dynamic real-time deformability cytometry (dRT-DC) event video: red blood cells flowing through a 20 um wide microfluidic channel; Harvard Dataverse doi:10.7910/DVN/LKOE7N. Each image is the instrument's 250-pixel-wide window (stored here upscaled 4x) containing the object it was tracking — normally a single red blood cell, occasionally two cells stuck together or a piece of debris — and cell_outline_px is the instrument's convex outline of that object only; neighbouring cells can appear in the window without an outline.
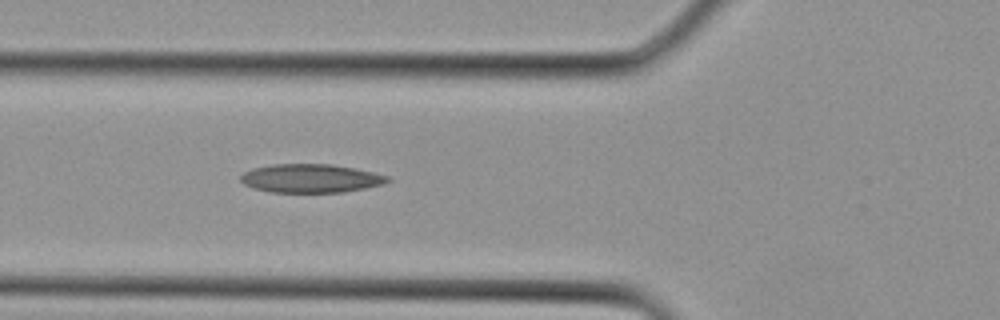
{"species": "Egyptian fruit bat (a non-hibernating species)", "species_latin": "Rousettus aegyptiacus", "temperature_condition": "cold", "stored_images_in_passage": 4, "camera_frame_rate_fps": 3000, "um_per_image_px": 0.085, "animal": {"sex": "female"}, "frame": {"image": 1, "passage_image": 3, "time_ms": 0.667, "image_size_px": [1000, 320], "cell_outline_px": [[392, 180], [384, 184], [364, 188], [340, 192], [272, 192], [256, 188], [244, 184], [240, 180], [240, 176], [244, 172], [252, 168], [272, 164], [332, 164], [372, 172], [388, 176]], "centroid_in_image_um": [26.4, 15.15], "position_along_channel_um": 99.4, "area_um2": 24.28}}